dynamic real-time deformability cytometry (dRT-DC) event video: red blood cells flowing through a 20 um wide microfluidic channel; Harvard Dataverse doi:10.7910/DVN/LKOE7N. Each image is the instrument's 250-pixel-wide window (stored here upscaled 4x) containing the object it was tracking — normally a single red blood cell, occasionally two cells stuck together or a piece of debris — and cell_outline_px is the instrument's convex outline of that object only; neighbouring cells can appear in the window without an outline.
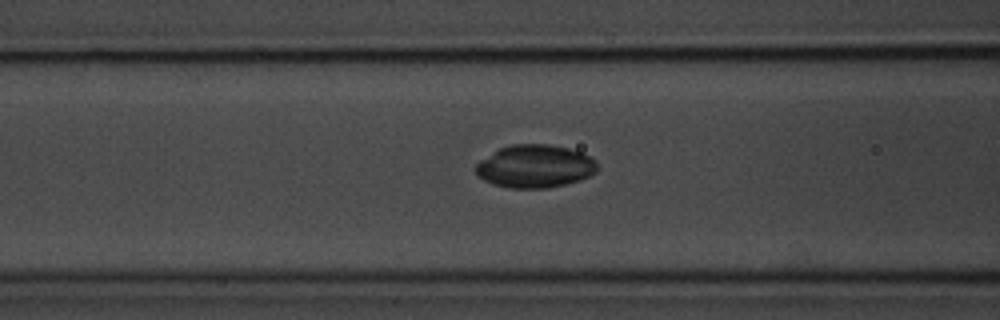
{"species": "common noctule bat (a hibernating species)", "species_latin": "Nyctalus noctula", "temperature_condition": "room temperature", "stored_images_in_passage": 40, "camera_frame_rate_fps": 3000, "um_per_image_px": 0.085, "animal": {"sex": "male", "body_mass_g": 20.1, "forearm_length_mm": 53.5}, "frame": {"image": 1, "passage_image": 8, "time_ms": 2.333, "image_size_px": [1000, 320], "cell_outline_px": [[596, 172], [580, 180], [548, 188], [508, 188], [492, 184], [484, 180], [476, 172], [476, 164], [480, 160], [500, 148], [512, 144], [544, 144], [568, 148], [580, 152], [596, 160]], "centroid_in_image_um": [45.46, 14.14], "position_along_channel_um": 121.1, "area_um2": 30.17}}
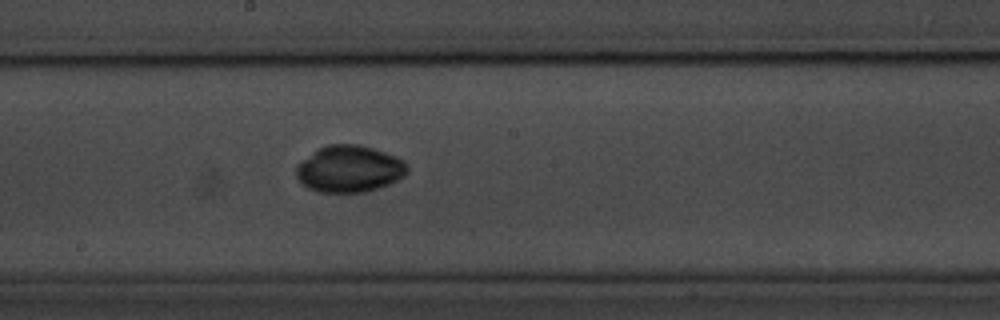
{"frame": {"image": 2, "passage_image": 16, "time_ms": 5.0, "image_size_px": [1000, 320], "cell_outline_px": [[408, 172], [404, 176], [388, 184], [364, 192], [320, 192], [308, 188], [296, 176], [296, 164], [316, 148], [328, 144], [360, 144], [396, 156], [404, 160], [408, 164]], "centroid_in_image_um": [29.68, 14.33], "position_along_channel_um": 218.5, "area_um2": 30.4}}
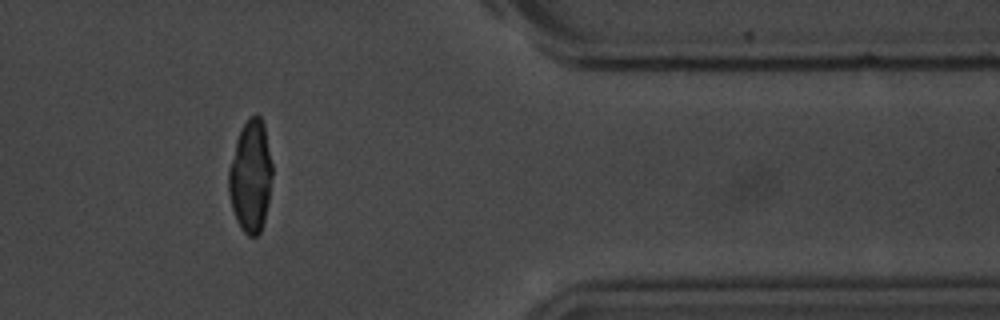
{"frame": {"image": 3, "passage_image": 32, "time_ms": 10.333, "image_size_px": [1000, 320], "cell_outline_px": [[272, 176], [268, 204], [264, 220], [260, 232], [256, 236], [248, 236], [240, 228], [236, 220], [232, 208], [228, 192], [228, 168], [236, 140], [240, 128], [248, 116], [256, 112], [260, 116], [264, 124], [272, 164]], "centroid_in_image_um": [21.29, 14.94], "position_along_channel_um": 390.1, "area_um2": 28.9}}